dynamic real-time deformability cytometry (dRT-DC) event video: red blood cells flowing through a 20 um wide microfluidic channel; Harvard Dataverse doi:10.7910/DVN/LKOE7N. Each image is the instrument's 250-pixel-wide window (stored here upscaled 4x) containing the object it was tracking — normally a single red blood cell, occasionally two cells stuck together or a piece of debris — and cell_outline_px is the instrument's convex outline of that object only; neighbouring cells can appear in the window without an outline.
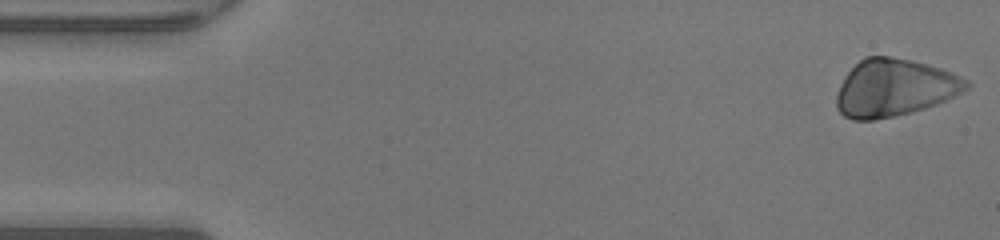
{"species": "human", "species_latin": "Homo sapiens", "temperature_condition": "warm", "stored_images_in_passage": 48, "camera_frame_rate_fps": 3000, "um_per_image_px": 0.085, "donor": {"sex": "male"}, "frame": {"image": 1, "passage_image": 1, "time_ms": 0.0, "image_size_px": [1000, 240], "cell_outline_px": [[972, 84], [968, 88], [956, 96], [936, 104], [912, 112], [876, 120], [852, 120], [844, 116], [836, 108], [836, 96], [840, 84], [844, 76], [864, 56], [892, 56], [928, 64], [952, 72], [968, 80]], "centroid_in_image_um": [76.02, 7.46], "position_along_channel_um": 9.0, "area_um2": 43.58}}
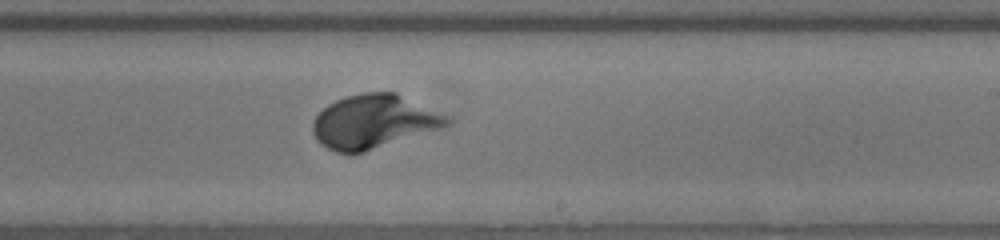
{"frame": {"image": 2, "passage_image": 28, "time_ms": 9.0, "image_size_px": [1000, 240], "cell_outline_px": [[452, 120], [444, 128], [364, 152], [336, 152], [320, 144], [316, 140], [312, 132], [312, 120], [328, 104], [344, 96], [364, 92], [396, 92], [448, 116]], "centroid_in_image_um": [31.77, 10.33], "position_along_channel_um": 257.2, "area_um2": 42.14}}
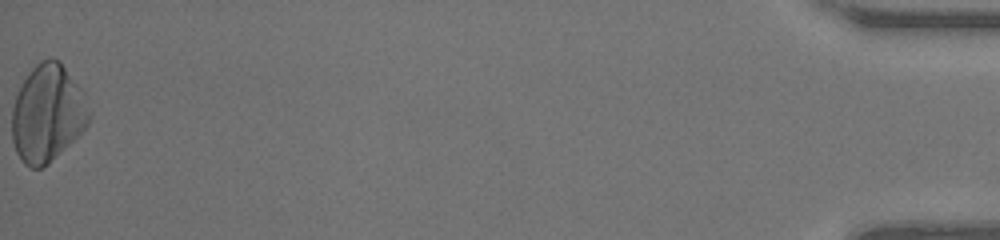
{"frame": {"image": 3, "passage_image": 48, "time_ms": 15.667, "image_size_px": [1000, 240], "cell_outline_px": [[92, 112], [88, 124], [48, 164], [40, 168], [28, 168], [20, 160], [16, 152], [12, 140], [12, 108], [16, 96], [24, 80], [32, 68], [40, 60], [60, 60], [84, 92]], "centroid_in_image_um": [4.04, 9.65], "position_along_channel_um": 431.2, "area_um2": 43.64}, "authors_computed_cell_mechanics": {"area_um2": 41.2692, "velocity_mm_per_s": 4.2697, "shape_relaxation_time_tau1_ms": 2.2137, "shape_relaxation_time_tau2_ms": null, "deformation_change_tau1": 0.1761, "deformation_change_tau2": null}}